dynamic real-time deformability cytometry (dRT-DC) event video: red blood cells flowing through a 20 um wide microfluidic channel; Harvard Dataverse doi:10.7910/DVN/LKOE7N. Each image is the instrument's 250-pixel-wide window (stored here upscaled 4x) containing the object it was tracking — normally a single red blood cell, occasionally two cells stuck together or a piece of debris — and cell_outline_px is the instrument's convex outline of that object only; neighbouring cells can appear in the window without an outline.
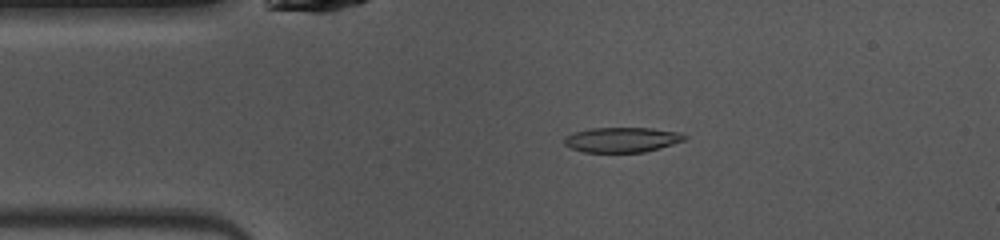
{"species": "common noctule bat (a hibernating species)", "species_latin": "Nyctalus noctula", "temperature_condition": "warm", "stored_images_in_passage": 47, "camera_frame_rate_fps": 3000, "um_per_image_px": 0.085, "animal": {"sex": "female", "body_mass_g": 10.0, "forearm_length_mm": 53.1}, "frame": {"image": 1, "passage_image": 8, "time_ms": 2.333, "image_size_px": [1000, 240], "cell_outline_px": [[688, 136], [684, 140], [660, 148], [644, 152], [584, 152], [572, 148], [564, 144], [564, 136], [576, 132], [592, 128], [652, 128], [680, 132]], "centroid_in_image_um": [52.88, 11.87], "position_along_channel_um": 32.1, "area_um2": 17.46}}
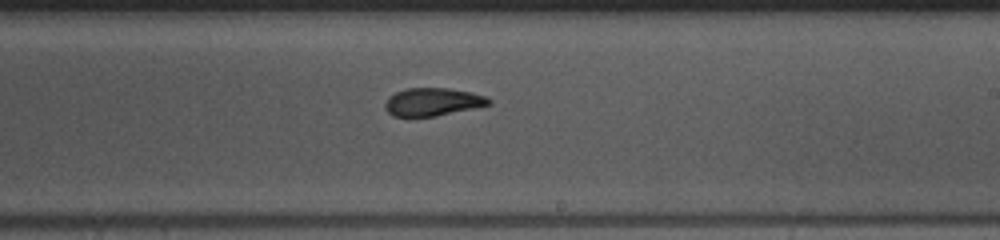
{"frame": {"image": 2, "passage_image": 26, "time_ms": 8.333, "image_size_px": [1000, 240], "cell_outline_px": [[492, 104], [436, 116], [392, 116], [384, 108], [384, 104], [388, 96], [396, 92], [408, 88], [448, 88], [472, 92], [484, 96], [492, 100]], "centroid_in_image_um": [36.77, 8.65], "position_along_channel_um": 252.2, "area_um2": 16.88}}
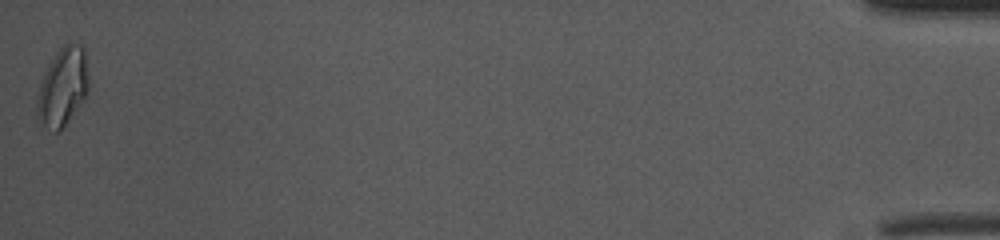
{"frame": {"image": 3, "passage_image": 47, "time_ms": 15.333, "image_size_px": [1000, 240], "cell_outline_px": [[88, 88], [84, 96], [60, 132], [52, 132], [36, 116], [36, 100], [40, 84], [56, 52], [64, 44], [80, 44], [84, 48], [88, 80]], "centroid_in_image_um": [5.31, 7.4], "position_along_channel_um": 429.9, "area_um2": 22.83}, "authors_computed_cell_mechanics": {"area_um2": 17.629, "velocity_mm_per_s": 4.0519, "shape_relaxation_time_tau1_ms": 4.5213, "shape_relaxation_time_tau2_ms": 2.4477, "deformation_change_tau1": 0.1649, "deformation_change_tau2": 0.0781}}